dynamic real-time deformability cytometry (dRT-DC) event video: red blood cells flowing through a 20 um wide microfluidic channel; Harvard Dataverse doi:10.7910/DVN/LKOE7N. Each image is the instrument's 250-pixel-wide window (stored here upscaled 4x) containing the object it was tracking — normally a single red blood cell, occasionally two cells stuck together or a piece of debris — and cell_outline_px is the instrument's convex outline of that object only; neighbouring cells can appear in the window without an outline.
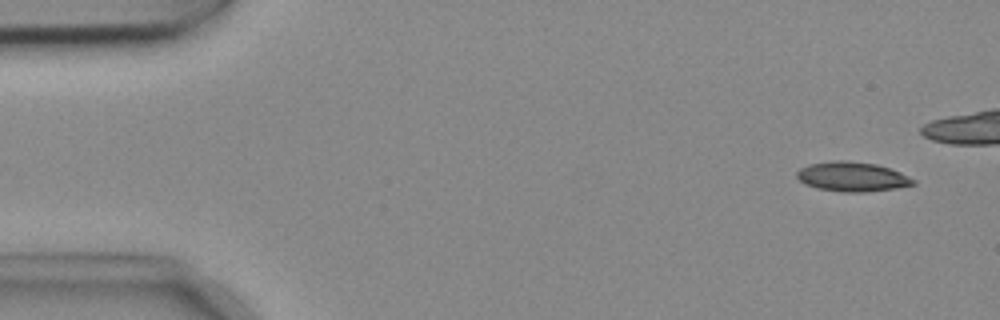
{"species": "common noctule bat (a hibernating species)", "species_latin": "Nyctalus noctula", "temperature_condition": "cold", "stored_images_in_passage": 42, "camera_frame_rate_fps": 3000, "um_per_image_px": 0.085, "animal": {"sex": "female", "body_mass_g": 18.4}, "frame": {"image": 1, "passage_image": 2, "time_ms": 0.333, "image_size_px": [1000, 320], "cell_outline_px": [[916, 184], [896, 188], [864, 192], [844, 192], [820, 188], [804, 184], [796, 176], [796, 172], [800, 168], [808, 164], [832, 160], [848, 160], [876, 164], [900, 172], [916, 180]], "centroid_in_image_um": [72.43, 15.0], "position_along_channel_um": 12.6, "area_um2": 20.06}}
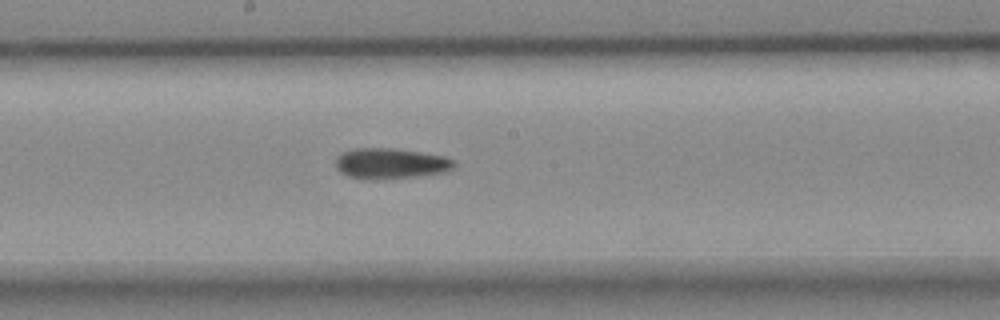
{"frame": {"image": 2, "passage_image": 27, "time_ms": 8.667, "image_size_px": [1000, 320], "cell_outline_px": [[456, 164], [452, 168], [444, 172], [416, 176], [348, 176], [340, 172], [336, 168], [336, 156], [340, 152], [352, 148], [392, 148], [444, 156], [452, 160]], "centroid_in_image_um": [33.17, 13.83], "position_along_channel_um": 215.0, "area_um2": 20.11}}
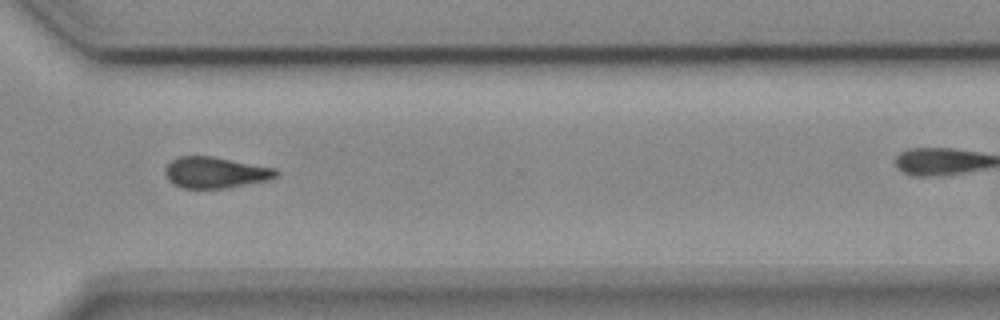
{"frame": {"image": 3, "passage_image": 38, "time_ms": 12.333, "image_size_px": [1000, 320], "cell_outline_px": [[280, 172], [276, 176], [268, 180], [224, 188], [180, 188], [172, 184], [168, 180], [164, 172], [164, 168], [176, 156], [212, 156], [276, 168]], "centroid_in_image_um": [18.27, 14.66], "position_along_channel_um": 352.3, "area_um2": 20.23}}